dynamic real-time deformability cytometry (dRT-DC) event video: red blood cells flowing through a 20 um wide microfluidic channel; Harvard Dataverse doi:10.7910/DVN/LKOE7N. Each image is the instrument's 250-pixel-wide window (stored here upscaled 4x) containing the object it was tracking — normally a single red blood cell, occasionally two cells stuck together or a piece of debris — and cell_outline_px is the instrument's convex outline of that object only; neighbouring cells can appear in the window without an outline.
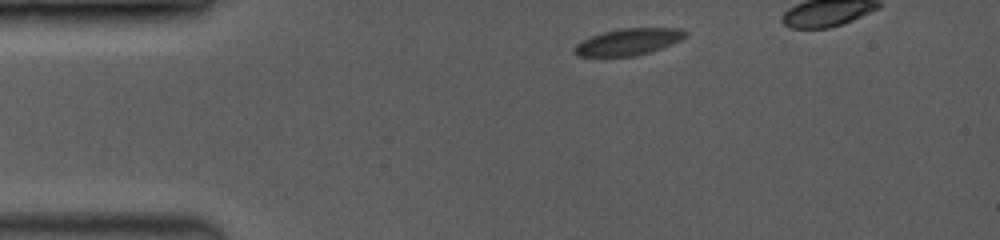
{"species": "common noctule bat (a hibernating species)", "species_latin": "Nyctalus noctula", "temperature_condition": "room temperature", "stored_images_in_passage": 5, "camera_frame_rate_fps": 3500, "um_per_image_px": 0.085, "animal": {"sex": "female", "body_mass_g": 19.0, "forearm_length_mm": 53.3}, "frame": {"image": 1, "passage_image": 1, "time_ms": 0.0, "image_size_px": [1000, 240], "cell_outline_px": [[688, 36], [672, 44], [636, 56], [576, 56], [572, 52], [572, 48], [576, 44], [592, 36], [604, 32], [624, 28], [680, 28], [688, 32]], "centroid_in_image_um": [53.42, 3.56], "position_along_channel_um": 31.6, "area_um2": 17.17}}